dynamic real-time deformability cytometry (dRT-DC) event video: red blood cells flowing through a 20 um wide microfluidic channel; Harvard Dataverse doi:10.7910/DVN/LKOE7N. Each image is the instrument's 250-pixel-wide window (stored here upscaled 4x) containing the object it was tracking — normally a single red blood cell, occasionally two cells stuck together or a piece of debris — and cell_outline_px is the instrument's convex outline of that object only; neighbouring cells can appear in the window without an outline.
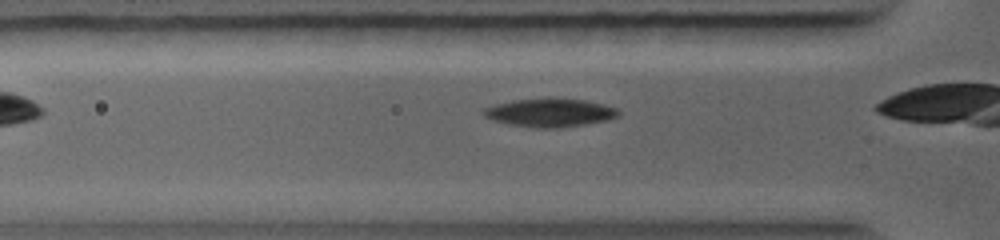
{"species": "common noctule bat (a hibernating species)", "species_latin": "Nyctalus noctula", "temperature_condition": "warm", "stored_images_in_passage": 18, "camera_frame_rate_fps": 5000, "um_per_image_px": 0.085, "animal": {"sex": "female", "body_mass_g": 19.0, "forearm_length_mm": 56.7}, "frame": {"image": 1, "passage_image": 6, "time_ms": 0.8, "image_size_px": [1000, 240], "cell_outline_px": [[620, 116], [608, 120], [560, 128], [536, 128], [508, 124], [492, 120], [484, 116], [480, 112], [484, 108], [496, 104], [512, 100], [548, 96], [584, 100], [604, 104], [616, 108], [620, 112]], "centroid_in_image_um": [46.73, 9.55], "position_along_channel_um": 79.1, "area_um2": 22.89}}
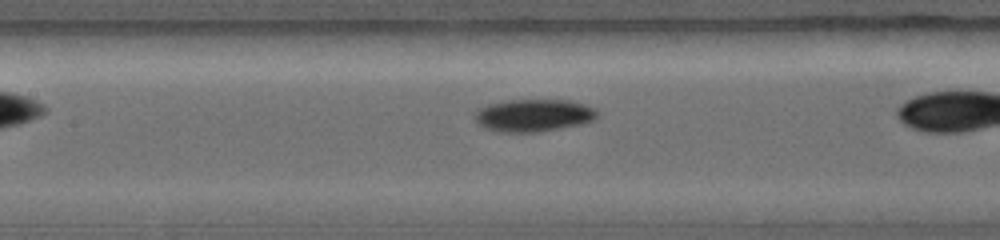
{"frame": {"image": 2, "passage_image": 15, "time_ms": 2.4, "image_size_px": [1000, 240], "cell_outline_px": [[596, 116], [592, 120], [584, 124], [536, 132], [496, 132], [484, 128], [476, 124], [472, 116], [480, 108], [488, 104], [504, 100], [568, 100], [584, 104], [596, 108]], "centroid_in_image_um": [45.29, 9.81], "position_along_channel_um": 162.1, "area_um2": 23.41}}